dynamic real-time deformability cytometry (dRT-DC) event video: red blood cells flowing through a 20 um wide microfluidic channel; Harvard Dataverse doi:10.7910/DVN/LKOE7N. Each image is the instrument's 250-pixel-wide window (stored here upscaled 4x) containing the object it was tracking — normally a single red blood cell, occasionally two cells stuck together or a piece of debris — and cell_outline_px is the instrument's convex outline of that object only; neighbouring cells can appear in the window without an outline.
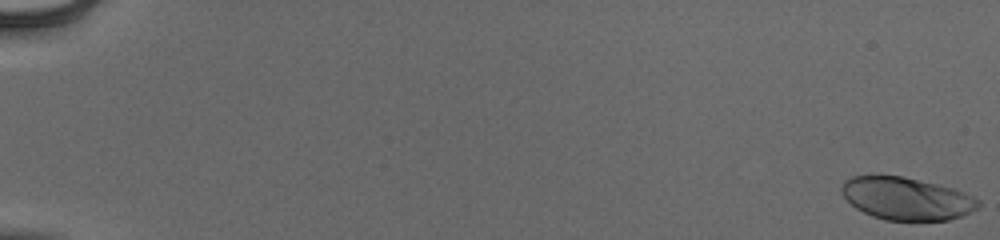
{"species": "human", "species_latin": "Homo sapiens", "temperature_condition": "cold", "stored_images_in_passage": 55, "camera_frame_rate_fps": 3000, "um_per_image_px": 0.085, "donor": {"sex": "male"}, "frame": {"image": 1, "passage_image": 1, "time_ms": 0.0, "image_size_px": [1000, 240], "cell_outline_px": [[980, 204], [976, 208], [960, 216], [948, 220], [884, 220], [872, 216], [856, 208], [840, 192], [840, 188], [844, 180], [852, 176], [904, 176], [952, 188], [964, 192], [980, 200]], "centroid_in_image_um": [77.02, 16.87], "position_along_channel_um": 8.0, "area_um2": 33.64}}
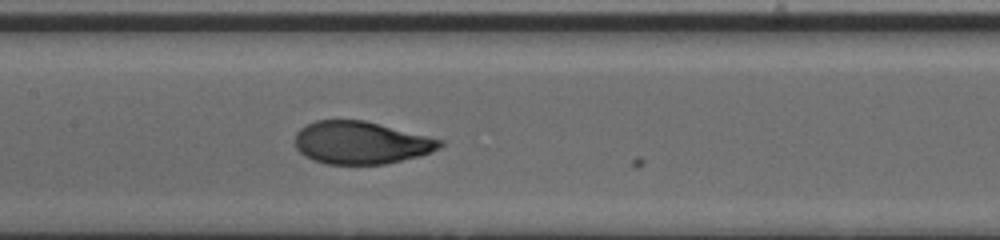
{"frame": {"image": 2, "passage_image": 30, "time_ms": 9.667, "image_size_px": [1000, 240], "cell_outline_px": [[444, 144], [440, 148], [432, 152], [420, 156], [384, 164], [328, 164], [312, 160], [304, 156], [296, 148], [296, 132], [300, 128], [316, 120], [364, 120], [444, 140]], "centroid_in_image_um": [30.7, 12.13], "position_along_channel_um": 176.7, "area_um2": 36.01}}
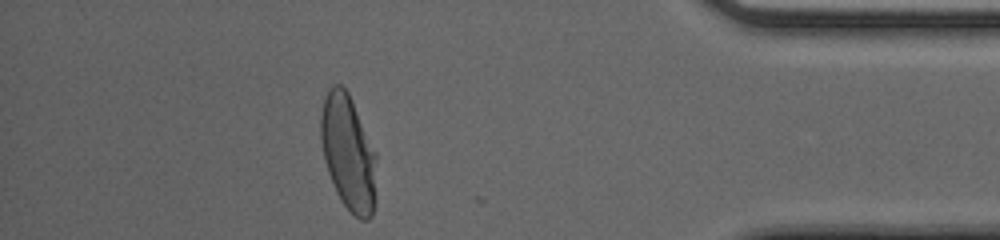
{"frame": {"image": 3, "passage_image": 50, "time_ms": 16.333, "image_size_px": [1000, 240], "cell_outline_px": [[376, 204], [372, 216], [368, 220], [360, 220], [344, 204], [336, 192], [328, 172], [324, 160], [320, 140], [320, 116], [324, 96], [328, 88], [332, 84], [340, 84], [348, 92], [376, 152]], "centroid_in_image_um": [29.61, 12.98], "position_along_channel_um": 405.6, "area_um2": 37.86}, "authors_computed_cell_mechanics": {"area_um2": 35.9516, "velocity_mm_per_s": 3.9347, "shape_relaxation_time_tau1_ms": 3.0414, "shape_relaxation_time_tau2_ms": null, "deformation_change_tau1": 0.1839, "deformation_change_tau2": null}}